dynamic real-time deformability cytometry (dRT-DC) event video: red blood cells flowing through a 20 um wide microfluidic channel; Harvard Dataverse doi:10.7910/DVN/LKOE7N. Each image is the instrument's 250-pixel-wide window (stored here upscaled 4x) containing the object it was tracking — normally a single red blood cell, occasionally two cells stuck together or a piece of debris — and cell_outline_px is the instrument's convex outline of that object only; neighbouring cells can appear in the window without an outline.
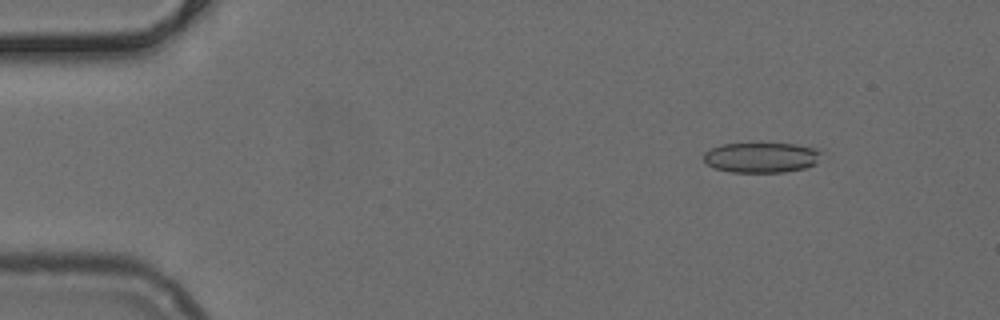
{"species": "common noctule bat (a hibernating species)", "species_latin": "Nyctalus noctula", "temperature_condition": "cold", "stored_images_in_passage": 50, "camera_frame_rate_fps": 3000, "um_per_image_px": 0.085, "animal": {"sex": "female", "body_mass_g": 24.6, "forearm_length_mm": 56.2}, "frame": {"image": 1, "passage_image": 6, "time_ms": 1.667, "image_size_px": [1000, 320], "cell_outline_px": [[824, 152], [816, 164], [804, 168], [784, 172], [728, 172], [712, 168], [704, 160], [704, 152], [720, 144], [796, 144], [816, 148]], "centroid_in_image_um": [64.74, 13.39], "position_along_channel_um": 20.3, "area_um2": 20.87}}
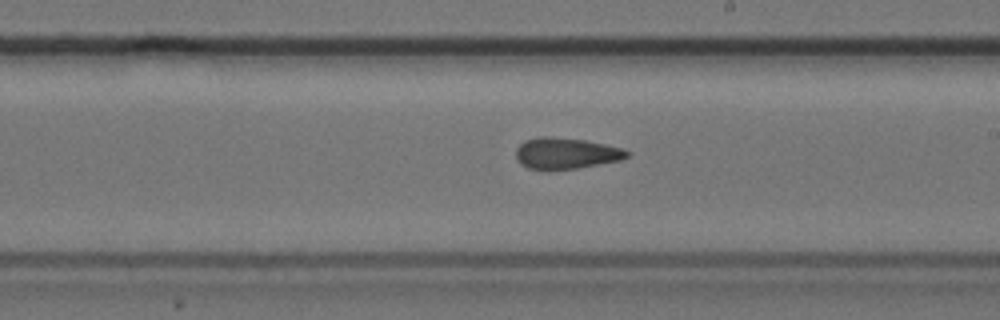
{"frame": {"image": 2, "passage_image": 29, "time_ms": 9.333, "image_size_px": [1000, 320], "cell_outline_px": [[632, 152], [628, 156], [620, 160], [576, 168], [528, 168], [520, 164], [516, 160], [516, 148], [524, 140], [540, 136], [548, 136], [584, 140], [604, 144], [620, 148]], "centroid_in_image_um": [48.08, 13.01], "position_along_channel_um": 240.9, "area_um2": 19.83}}
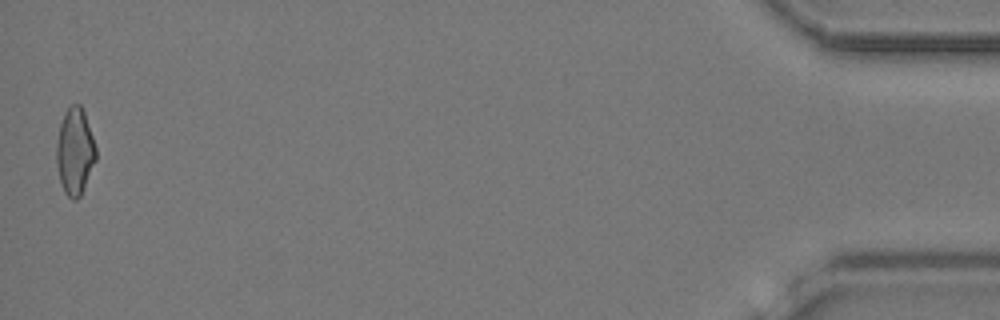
{"frame": {"image": 3, "passage_image": 50, "time_ms": 16.333, "image_size_px": [1000, 320], "cell_outline_px": [[96, 160], [80, 196], [76, 200], [72, 200], [64, 192], [60, 180], [56, 160], [56, 144], [60, 124], [68, 108], [72, 104], [80, 104], [84, 112], [96, 148]], "centroid_in_image_um": [6.36, 12.89], "position_along_channel_um": 428.8, "area_um2": 19.65}}